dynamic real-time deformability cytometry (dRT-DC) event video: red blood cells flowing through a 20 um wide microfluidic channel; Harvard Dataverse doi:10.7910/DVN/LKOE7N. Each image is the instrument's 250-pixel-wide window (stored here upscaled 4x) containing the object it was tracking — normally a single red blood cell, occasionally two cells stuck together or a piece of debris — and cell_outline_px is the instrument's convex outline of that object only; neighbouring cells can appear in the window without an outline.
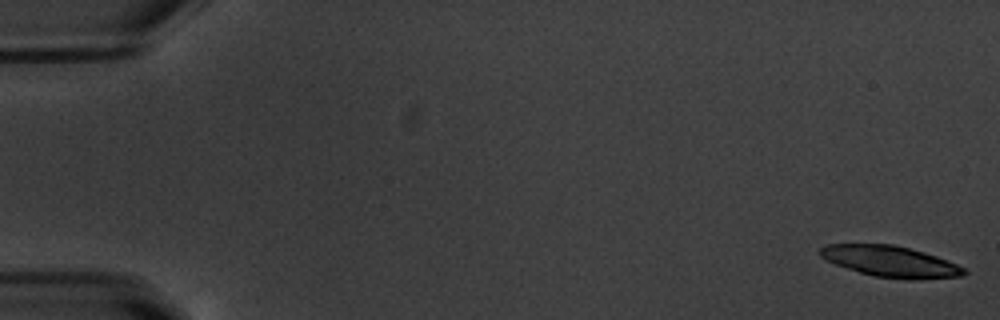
{"species": "common noctule bat (a hibernating species)", "species_latin": "Nyctalus noctula", "temperature_condition": "warm", "stored_images_in_passage": 23, "camera_frame_rate_fps": 3000, "um_per_image_px": 0.085, "animal": {"sex": "male", "body_mass_g": 20.1, "forearm_length_mm": 53.5}, "frame": {"image": 1, "passage_image": 1, "time_ms": 0.0, "image_size_px": [1000, 320], "cell_outline_px": [[968, 272], [964, 276], [920, 280], [908, 280], [876, 276], [860, 272], [836, 264], [820, 256], [820, 248], [824, 244], [892, 244], [924, 252], [936, 256], [956, 264], [964, 268]], "centroid_in_image_um": [75.73, 22.23], "position_along_channel_um": 9.3, "area_um2": 25.95}}
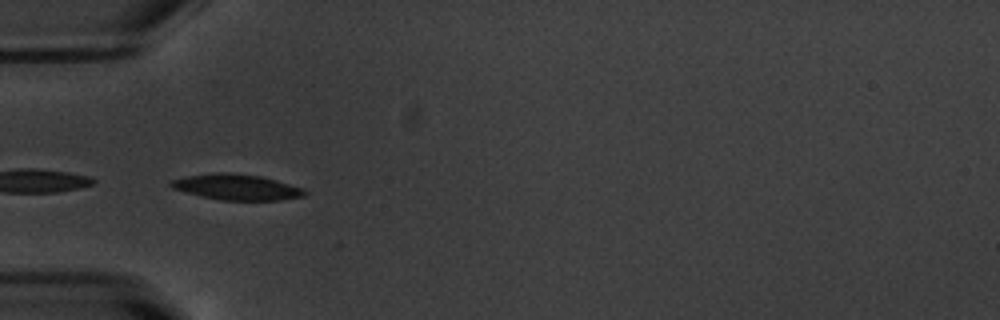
{"frame": {"image": 2, "passage_image": 18, "time_ms": 5.667, "image_size_px": [1000, 320], "cell_outline_px": [[308, 192], [304, 196], [280, 200], [220, 200], [172, 188], [168, 184], [172, 180], [188, 176], [216, 172], [228, 172], [260, 176], [276, 180], [304, 188]], "centroid_in_image_um": [20.16, 15.9], "position_along_channel_um": 64.8, "area_um2": 19.83}}